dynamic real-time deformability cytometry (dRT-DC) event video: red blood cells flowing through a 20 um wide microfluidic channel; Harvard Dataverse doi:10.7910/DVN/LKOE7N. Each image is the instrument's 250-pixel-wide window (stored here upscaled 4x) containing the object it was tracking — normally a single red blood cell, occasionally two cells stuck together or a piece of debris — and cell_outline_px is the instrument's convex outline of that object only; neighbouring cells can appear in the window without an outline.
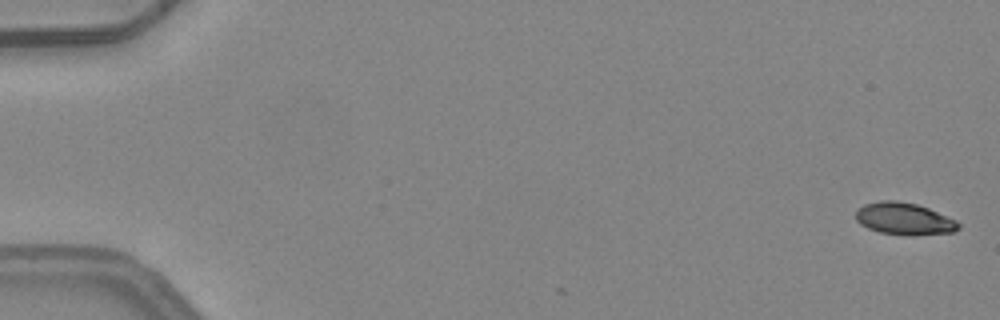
{"species": "common noctule bat (a hibernating species)", "species_latin": "Nyctalus noctula", "temperature_condition": "warm", "stored_images_in_passage": 6, "camera_frame_rate_fps": 3000, "um_per_image_px": 0.085, "animal": {"sex": "female", "body_mass_g": 24.6, "forearm_length_mm": 56.2}, "frame": {"image": 1, "passage_image": 1, "time_ms": 0.0, "image_size_px": [1000, 320], "cell_outline_px": [[960, 228], [952, 232], [880, 232], [868, 228], [860, 224], [856, 220], [856, 212], [864, 204], [880, 200], [896, 200], [916, 204], [928, 208], [956, 220], [960, 224]], "centroid_in_image_um": [76.81, 18.53], "position_along_channel_um": 8.2, "area_um2": 18.15}}
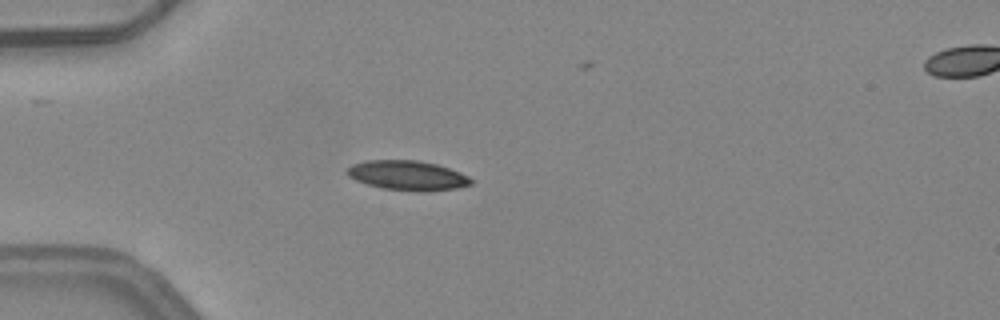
{"frame": {"image": 2, "passage_image": 5, "time_ms": 1.333, "image_size_px": [1000, 320], "cell_outline_px": [[472, 184], [456, 188], [424, 192], [420, 192], [384, 188], [368, 184], [356, 180], [348, 176], [344, 172], [352, 164], [364, 160], [416, 160], [436, 164], [460, 172], [468, 176], [472, 180]], "centroid_in_image_um": [34.62, 14.91], "position_along_channel_um": 50.4, "area_um2": 21.39}}